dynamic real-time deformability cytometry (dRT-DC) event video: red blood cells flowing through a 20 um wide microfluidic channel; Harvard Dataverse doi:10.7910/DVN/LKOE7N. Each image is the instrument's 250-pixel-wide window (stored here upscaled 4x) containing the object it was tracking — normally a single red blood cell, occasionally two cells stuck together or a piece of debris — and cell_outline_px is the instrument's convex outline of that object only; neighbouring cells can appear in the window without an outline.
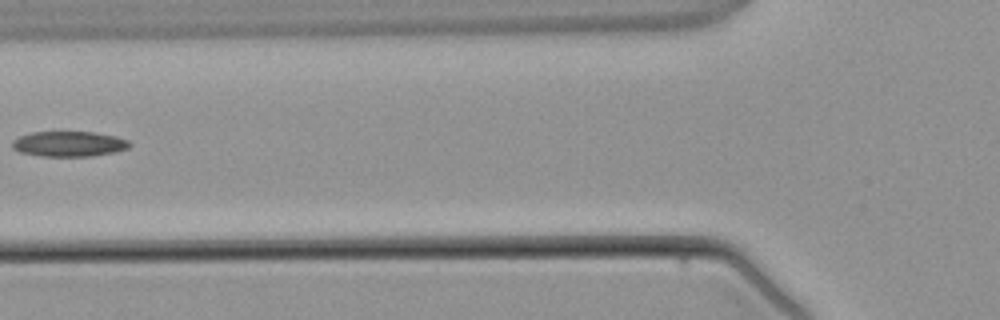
{"species": "common noctule bat (a hibernating species)", "species_latin": "Nyctalus noctula", "temperature_condition": "warm", "stored_images_in_passage": 5, "segment_of_instrument_passage": [2, 2], "camera_frame_rate_fps": 3000, "um_per_image_px": 0.085, "animal": {"sex": "male", "body_mass_g": 21.5, "forearm_length_mm": 52.0}, "frame": {"image": 1, "passage_image": 5, "time_ms": 4.667, "image_size_px": [1000, 320], "cell_outline_px": [[132, 144], [128, 148], [116, 152], [92, 156], [40, 156], [20, 152], [12, 148], [12, 140], [20, 136], [32, 132], [96, 132], [116, 136], [128, 140]], "centroid_in_image_um": [5.88, 12.23], "position_along_channel_um": 119.9, "area_um2": 17.4}}